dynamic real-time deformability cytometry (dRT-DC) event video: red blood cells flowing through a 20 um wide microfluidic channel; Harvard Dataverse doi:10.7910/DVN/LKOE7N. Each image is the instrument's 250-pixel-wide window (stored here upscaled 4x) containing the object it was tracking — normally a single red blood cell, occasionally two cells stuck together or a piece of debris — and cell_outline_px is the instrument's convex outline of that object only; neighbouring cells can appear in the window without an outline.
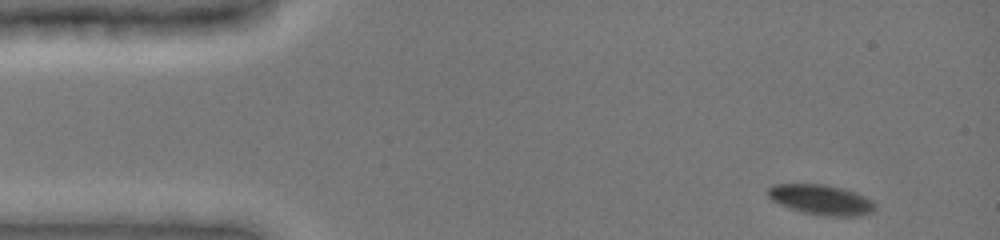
{"species": "common noctule bat (a hibernating species)", "species_latin": "Nyctalus noctula", "temperature_condition": "cold", "stored_images_in_passage": 7, "camera_frame_rate_fps": 3000, "um_per_image_px": 0.085, "animal": {"sex": "female", "body_mass_g": 19.0, "forearm_length_mm": 51.5}, "frame": {"image": 1, "passage_image": 1, "time_ms": 0.0, "image_size_px": [1000, 240], "cell_outline_px": [[876, 208], [872, 212], [856, 216], [820, 216], [788, 208], [772, 200], [768, 196], [768, 188], [772, 184], [824, 184], [844, 188], [864, 196], [872, 200], [876, 204]], "centroid_in_image_um": [69.8, 16.97], "position_along_channel_um": 15.2, "area_um2": 18.9}}
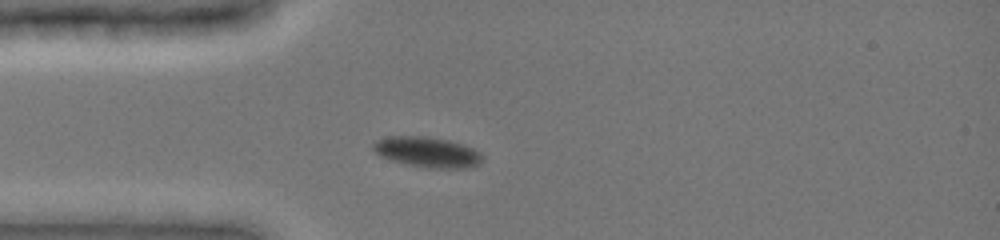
{"frame": {"image": 2, "passage_image": 6, "time_ms": 1.667, "image_size_px": [1000, 240], "cell_outline_px": [[484, 156], [476, 164], [468, 168], [428, 168], [408, 164], [392, 160], [380, 156], [372, 148], [372, 144], [376, 140], [388, 136], [428, 136], [448, 140], [464, 144], [480, 152]], "centroid_in_image_um": [36.3, 12.91], "position_along_channel_um": 48.7, "area_um2": 19.31}}